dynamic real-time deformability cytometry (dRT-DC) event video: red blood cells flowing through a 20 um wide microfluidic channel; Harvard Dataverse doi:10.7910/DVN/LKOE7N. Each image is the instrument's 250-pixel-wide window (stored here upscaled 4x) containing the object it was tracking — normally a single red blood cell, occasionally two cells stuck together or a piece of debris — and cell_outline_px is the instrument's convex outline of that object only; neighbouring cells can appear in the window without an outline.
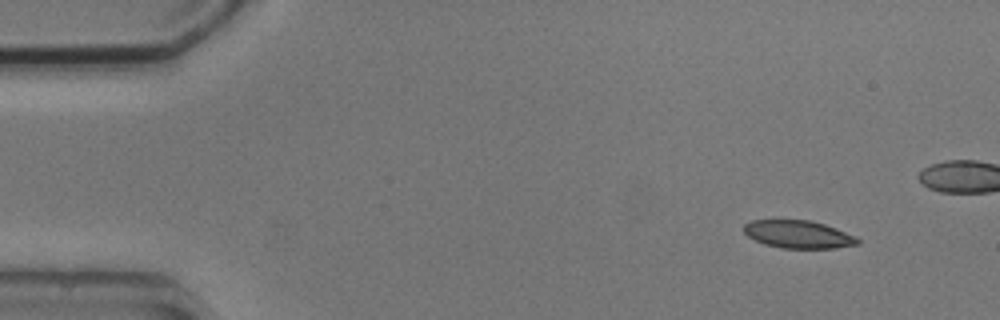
{"species": "common noctule bat (a hibernating species)", "species_latin": "Nyctalus noctula", "temperature_condition": "cold", "stored_images_in_passage": 4, "camera_frame_rate_fps": 3000, "um_per_image_px": 0.085, "animal": {"sex": "male", "body_mass_g": 20.5, "forearm_length_mm": 52.5}, "frame": {"image": 1, "passage_image": 1, "time_ms": 0.0, "image_size_px": [1000, 320], "cell_outline_px": [[860, 244], [836, 248], [784, 248], [764, 244], [748, 236], [744, 232], [744, 224], [752, 220], [808, 220], [824, 224], [836, 228], [856, 236], [860, 240]], "centroid_in_image_um": [67.89, 19.92], "position_along_channel_um": 17.1, "area_um2": 18.38}}